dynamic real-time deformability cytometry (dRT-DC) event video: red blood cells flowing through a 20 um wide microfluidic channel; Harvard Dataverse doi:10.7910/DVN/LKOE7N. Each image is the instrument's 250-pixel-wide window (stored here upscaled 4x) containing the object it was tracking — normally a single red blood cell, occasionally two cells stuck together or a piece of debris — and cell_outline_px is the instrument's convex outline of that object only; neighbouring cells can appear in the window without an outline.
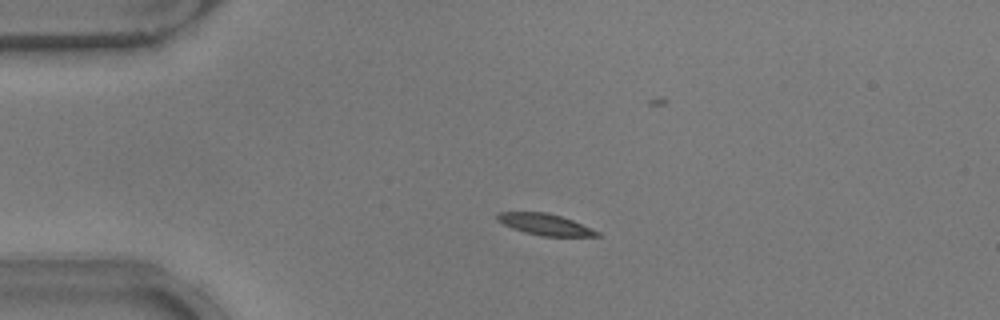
{"species": "common noctule bat (a hibernating species)", "species_latin": "Nyctalus noctula", "temperature_condition": "warm", "stored_images_in_passage": 48, "camera_frame_rate_fps": 3000, "um_per_image_px": 0.085, "animal": {"sex": "male", "body_mass_g": 17.9}, "frame": {"image": 1, "passage_image": 7, "time_ms": 2.0, "image_size_px": [1000, 320], "cell_outline_px": [[600, 236], [540, 236], [524, 232], [512, 228], [496, 220], [496, 216], [500, 212], [548, 212], [572, 220], [600, 232]], "centroid_in_image_um": [46.31, 19.07], "position_along_channel_um": 38.7, "area_um2": 12.31}}
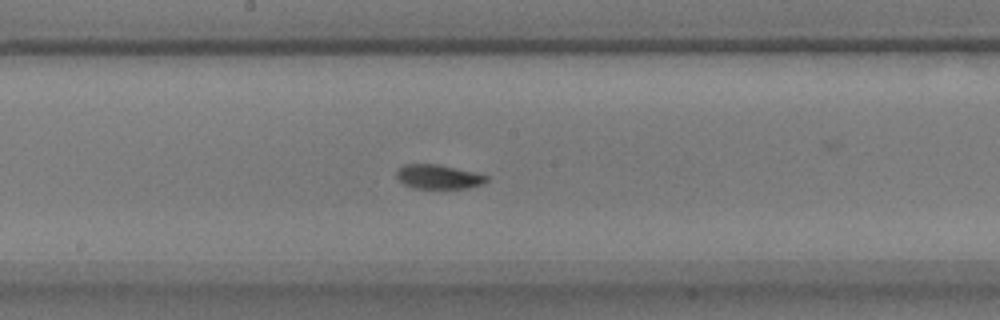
{"frame": {"image": 2, "passage_image": 23, "time_ms": 7.333, "image_size_px": [1000, 320], "cell_outline_px": [[488, 180], [480, 184], [468, 188], [412, 188], [404, 184], [396, 176], [396, 168], [404, 164], [440, 164], [476, 172], [488, 176]], "centroid_in_image_um": [37.24, 15.01], "position_along_channel_um": 211.0, "area_um2": 12.83}}
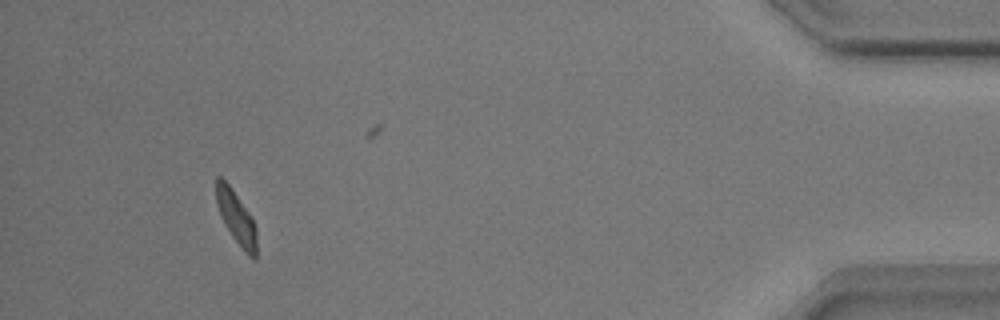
{"frame": {"image": 3, "passage_image": 44, "time_ms": 14.333, "image_size_px": [1000, 320], "cell_outline_px": [[256, 260], [252, 260], [244, 252], [232, 236], [224, 224], [220, 216], [216, 204], [216, 176], [220, 176], [232, 188], [252, 216], [256, 228]], "centroid_in_image_um": [20.08, 18.51], "position_along_channel_um": 415.1, "area_um2": 12.72}, "authors_computed_cell_mechanics": {"area_um2": 12.6582, "velocity_mm_per_s": 3.8402, "shape_relaxation_time_tau1_ms": 1.7213, "shape_relaxation_time_tau2_ms": null, "deformation_change_tau1": 0.115, "deformation_change_tau2": null}}